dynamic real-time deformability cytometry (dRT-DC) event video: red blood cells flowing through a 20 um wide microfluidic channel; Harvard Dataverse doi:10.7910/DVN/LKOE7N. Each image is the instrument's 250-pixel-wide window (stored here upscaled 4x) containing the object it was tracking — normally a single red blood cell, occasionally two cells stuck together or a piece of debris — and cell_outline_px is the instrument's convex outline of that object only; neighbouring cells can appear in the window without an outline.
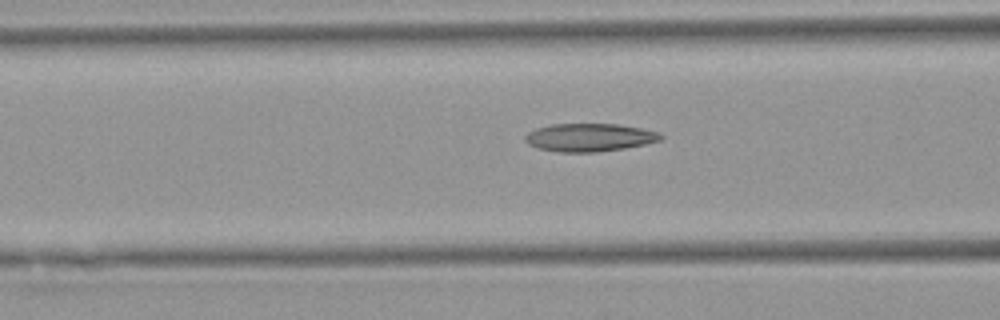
{"species": "Egyptian fruit bat (a non-hibernating species)", "species_latin": "Rousettus aegyptiacus", "temperature_condition": "warm", "stored_images_in_passage": 31, "camera_frame_rate_fps": 3000, "um_per_image_px": 0.085, "animal": {"sex": "female"}, "frame": {"image": 1, "passage_image": 10, "time_ms": 3.0, "image_size_px": [1000, 320], "cell_outline_px": [[664, 136], [660, 140], [644, 144], [624, 148], [596, 152], [560, 152], [536, 148], [528, 144], [524, 140], [524, 136], [528, 132], [536, 128], [552, 124], [616, 124], [640, 128], [656, 132]], "centroid_in_image_um": [50.04, 11.68], "position_along_channel_um": 116.6, "area_um2": 22.02}}
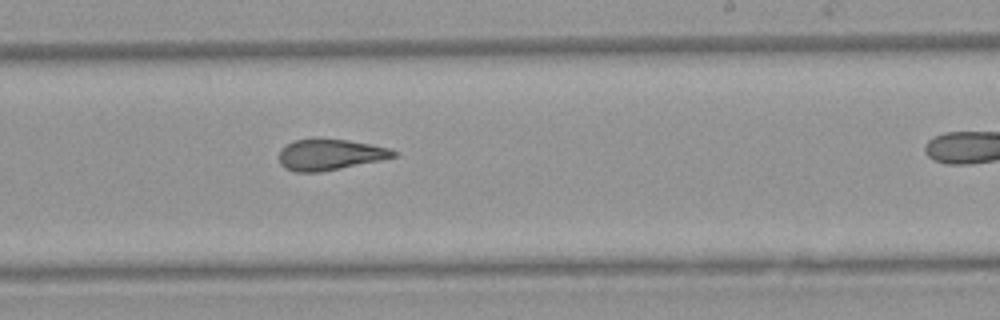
{"frame": {"image": 2, "passage_image": 21, "time_ms": 6.667, "image_size_px": [1000, 320], "cell_outline_px": [[396, 156], [380, 160], [320, 172], [296, 172], [284, 168], [280, 164], [280, 148], [296, 140], [316, 136], [348, 140], [388, 148], [396, 152]], "centroid_in_image_um": [27.98, 13.11], "position_along_channel_um": 261.0, "area_um2": 20.81}}
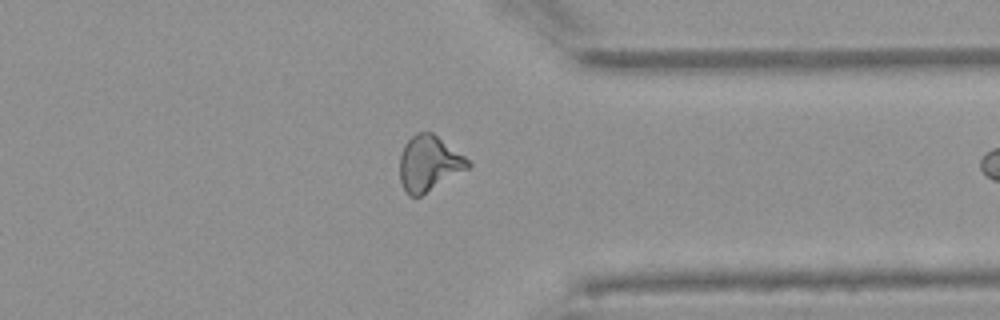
{"frame": {"image": 3, "passage_image": 30, "time_ms": 9.667, "image_size_px": [1000, 320], "cell_outline_px": [[472, 164], [468, 168], [420, 196], [408, 196], [400, 180], [400, 156], [404, 144], [416, 132], [432, 132], [464, 156]], "centroid_in_image_um": [36.43, 13.88], "position_along_channel_um": 375.0, "area_um2": 21.68}}